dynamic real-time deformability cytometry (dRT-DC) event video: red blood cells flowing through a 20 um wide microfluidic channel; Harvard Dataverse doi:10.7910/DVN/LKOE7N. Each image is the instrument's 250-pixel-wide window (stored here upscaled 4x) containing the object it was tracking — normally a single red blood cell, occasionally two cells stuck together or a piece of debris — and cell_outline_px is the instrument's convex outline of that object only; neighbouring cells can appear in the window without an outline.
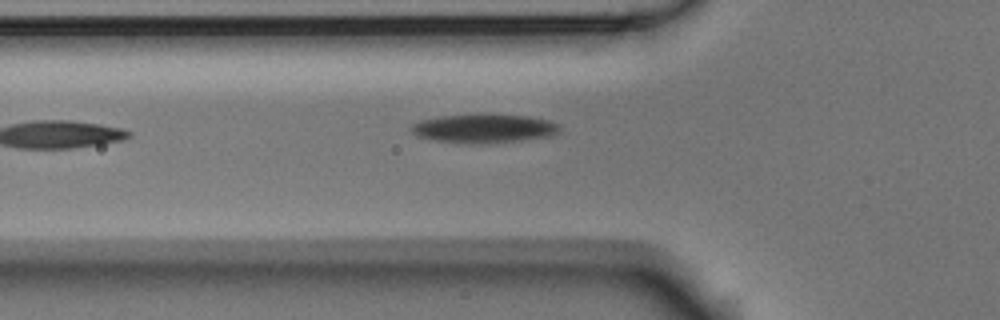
{"species": "Egyptian fruit bat (a non-hibernating species)", "species_latin": "Rousettus aegyptiacus", "temperature_condition": "room temperature", "stored_images_in_passage": 6, "camera_frame_rate_fps": 3000, "um_per_image_px": 0.085, "animal": {"sex": "male"}, "frame": {"image": 1, "passage_image": 6, "time_ms": 1.667, "image_size_px": [1000, 320], "cell_outline_px": [[560, 132], [552, 136], [520, 140], [436, 140], [420, 136], [412, 132], [408, 128], [412, 124], [420, 120], [440, 116], [480, 112], [484, 112], [528, 116], [548, 120], [560, 124]], "centroid_in_image_um": [41.19, 10.82], "position_along_channel_um": 84.6, "area_um2": 24.28}}